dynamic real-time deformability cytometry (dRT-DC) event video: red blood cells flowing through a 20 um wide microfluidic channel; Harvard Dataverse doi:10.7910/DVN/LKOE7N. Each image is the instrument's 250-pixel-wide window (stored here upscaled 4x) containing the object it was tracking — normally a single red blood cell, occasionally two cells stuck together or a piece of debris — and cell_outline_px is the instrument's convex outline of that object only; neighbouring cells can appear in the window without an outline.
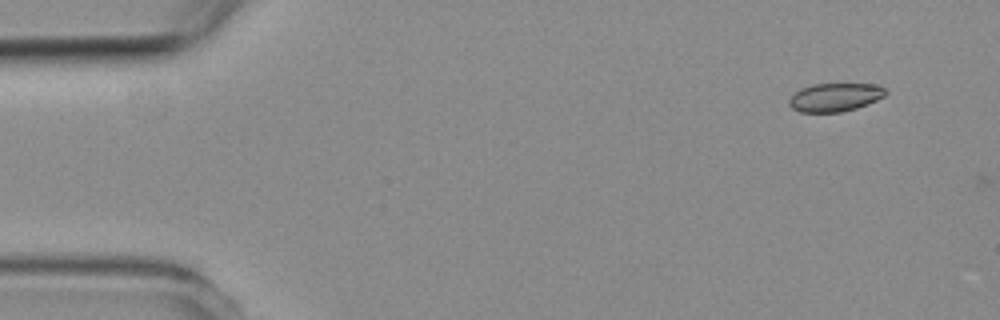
{"species": "common noctule bat (a hibernating species)", "species_latin": "Nyctalus noctula", "temperature_condition": "room temperature", "stored_images_in_passage": 3, "camera_frame_rate_fps": 3000, "um_per_image_px": 0.085, "animal": {"sex": "female", "body_mass_g": 19.3, "forearm_length_mm": 54.1}, "frame": {"image": 1, "passage_image": 1, "time_ms": 0.0, "image_size_px": [1000, 320], "cell_outline_px": [[888, 92], [884, 96], [868, 104], [856, 108], [840, 112], [800, 112], [792, 108], [788, 104], [788, 100], [800, 88], [812, 84], [876, 84], [884, 88]], "centroid_in_image_um": [70.97, 8.26], "position_along_channel_um": 14.0, "area_um2": 15.95}}